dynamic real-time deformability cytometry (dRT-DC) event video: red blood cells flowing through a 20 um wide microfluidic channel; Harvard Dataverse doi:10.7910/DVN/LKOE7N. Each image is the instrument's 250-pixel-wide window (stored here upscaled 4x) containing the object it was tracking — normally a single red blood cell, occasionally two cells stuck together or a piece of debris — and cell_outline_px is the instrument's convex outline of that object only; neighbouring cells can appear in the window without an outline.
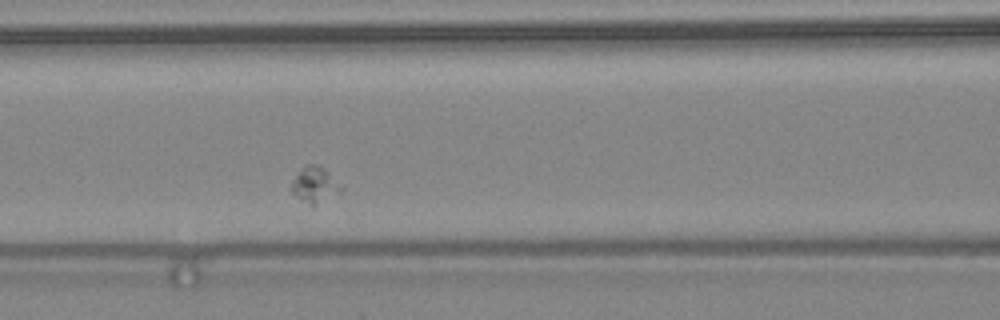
{"species": "common noctule bat (a hibernating species)", "species_latin": "Nyctalus noctula", "temperature_condition": "warm", "stored_images_in_passage": 28, "camera_frame_rate_fps": 3000, "um_per_image_px": 0.085, "animal": {"sex": "female", "body_mass_g": 24.6, "forearm_length_mm": 56.2}, "frame": {"image": 1, "passage_image": 9, "time_ms": 2.667, "image_size_px": [1000, 320], "cell_outline_px": [[344, 188], [312, 208], [296, 196], [292, 192], [292, 180], [300, 168], [308, 164], [316, 164], [324, 168]], "centroid_in_image_um": [26.73, 15.71], "position_along_channel_um": 139.9, "area_um2": 10.29}}
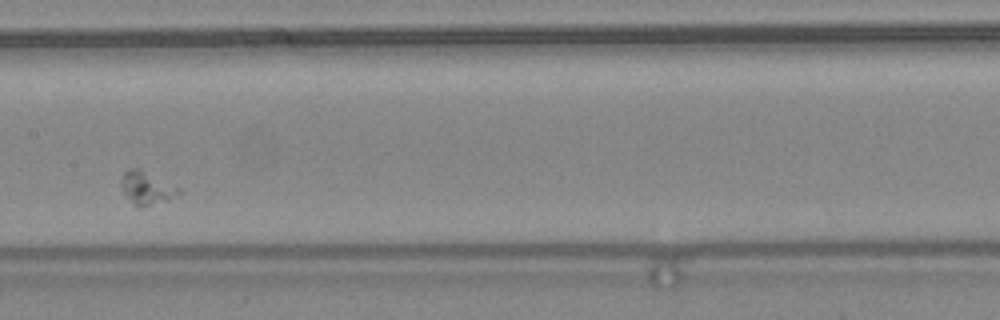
{"frame": {"image": 2, "passage_image": 13, "time_ms": 4.0, "image_size_px": [1000, 320], "cell_outline_px": [[180, 192], [168, 200], [140, 208], [124, 192], [120, 184], [120, 180], [124, 172], [128, 168], [136, 168], [180, 188]], "centroid_in_image_um": [12.44, 15.98], "position_along_channel_um": 195.0, "area_um2": 10.52}}
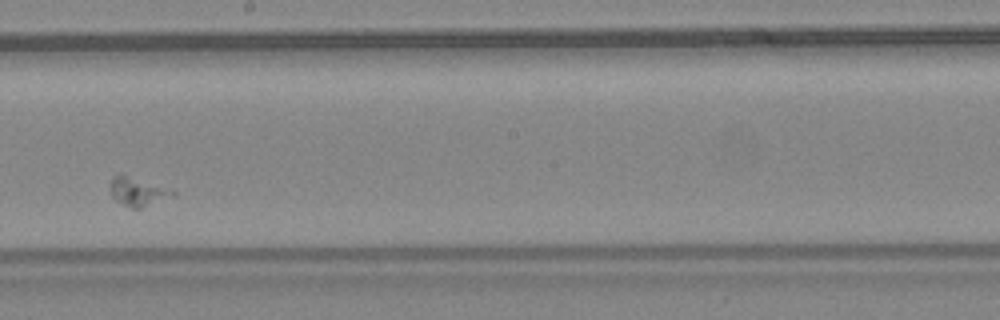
{"frame": {"image": 3, "passage_image": 16, "time_ms": 5.0, "image_size_px": [1000, 320], "cell_outline_px": [[176, 196], [140, 208], [132, 208], [120, 204], [112, 196], [108, 184], [120, 172], [172, 188], [176, 192]], "centroid_in_image_um": [11.75, 16.26], "position_along_channel_um": 236.5, "area_um2": 10.92}}